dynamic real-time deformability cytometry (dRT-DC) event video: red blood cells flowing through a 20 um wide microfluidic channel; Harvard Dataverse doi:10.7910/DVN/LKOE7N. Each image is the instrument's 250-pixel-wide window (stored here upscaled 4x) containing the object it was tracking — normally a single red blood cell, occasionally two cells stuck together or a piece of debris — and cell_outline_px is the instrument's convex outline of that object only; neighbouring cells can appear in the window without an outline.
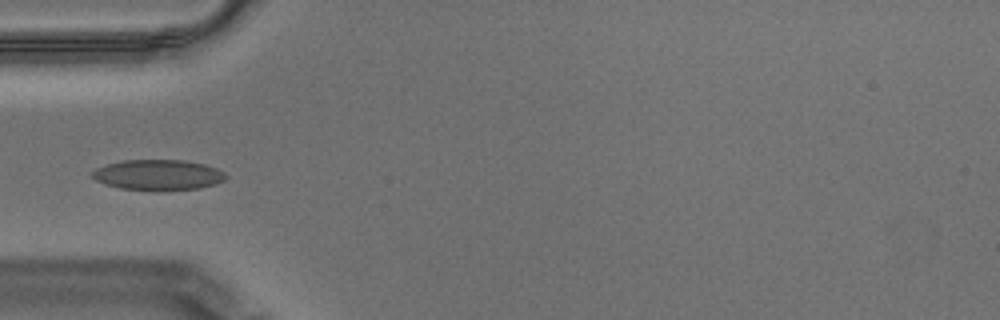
{"species": "Egyptian fruit bat (a non-hibernating species)", "species_latin": "Rousettus aegyptiacus", "temperature_condition": "warm", "stored_images_in_passage": 39, "camera_frame_rate_fps": 3000, "um_per_image_px": 0.085, "animal": {"sex": "male"}, "frame": {"image": 1, "passage_image": 1, "time_ms": 0.0, "image_size_px": [1000, 320], "cell_outline_px": [[228, 176], [224, 180], [216, 184], [200, 188], [160, 192], [120, 188], [104, 184], [96, 180], [92, 176], [92, 172], [96, 168], [108, 164], [124, 160], [184, 160], [204, 164], [216, 168], [224, 172]], "centroid_in_image_um": [13.46, 14.89], "position_along_channel_um": 71.5, "area_um2": 24.1}}